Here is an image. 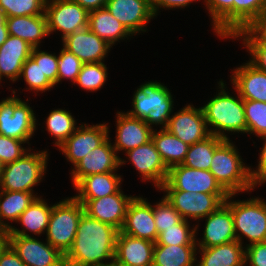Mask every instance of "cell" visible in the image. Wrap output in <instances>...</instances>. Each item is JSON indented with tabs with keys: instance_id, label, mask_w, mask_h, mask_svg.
Masks as SVG:
<instances>
[{
	"instance_id": "obj_49",
	"label": "cell",
	"mask_w": 266,
	"mask_h": 266,
	"mask_svg": "<svg viewBox=\"0 0 266 266\" xmlns=\"http://www.w3.org/2000/svg\"><path fill=\"white\" fill-rule=\"evenodd\" d=\"M260 139L264 140V145L259 154V164L256 170L250 167V177L254 187L266 183V136Z\"/></svg>"
},
{
	"instance_id": "obj_41",
	"label": "cell",
	"mask_w": 266,
	"mask_h": 266,
	"mask_svg": "<svg viewBox=\"0 0 266 266\" xmlns=\"http://www.w3.org/2000/svg\"><path fill=\"white\" fill-rule=\"evenodd\" d=\"M28 85V89L37 92H45L51 90L54 85L49 81V79L42 72L40 65L30 56L22 66L20 78Z\"/></svg>"
},
{
	"instance_id": "obj_57",
	"label": "cell",
	"mask_w": 266,
	"mask_h": 266,
	"mask_svg": "<svg viewBox=\"0 0 266 266\" xmlns=\"http://www.w3.org/2000/svg\"><path fill=\"white\" fill-rule=\"evenodd\" d=\"M4 163L0 160V179H1V176H2V171L4 169Z\"/></svg>"
},
{
	"instance_id": "obj_38",
	"label": "cell",
	"mask_w": 266,
	"mask_h": 266,
	"mask_svg": "<svg viewBox=\"0 0 266 266\" xmlns=\"http://www.w3.org/2000/svg\"><path fill=\"white\" fill-rule=\"evenodd\" d=\"M187 220L182 219L174 227L164 228V230L158 234V238L155 245H196L195 239L197 237V229L199 224L191 225Z\"/></svg>"
},
{
	"instance_id": "obj_30",
	"label": "cell",
	"mask_w": 266,
	"mask_h": 266,
	"mask_svg": "<svg viewBox=\"0 0 266 266\" xmlns=\"http://www.w3.org/2000/svg\"><path fill=\"white\" fill-rule=\"evenodd\" d=\"M88 28L113 46L117 41L133 36L108 9L101 8L89 12Z\"/></svg>"
},
{
	"instance_id": "obj_16",
	"label": "cell",
	"mask_w": 266,
	"mask_h": 266,
	"mask_svg": "<svg viewBox=\"0 0 266 266\" xmlns=\"http://www.w3.org/2000/svg\"><path fill=\"white\" fill-rule=\"evenodd\" d=\"M106 8L132 35L146 32L147 23L155 17L151 0H107Z\"/></svg>"
},
{
	"instance_id": "obj_17",
	"label": "cell",
	"mask_w": 266,
	"mask_h": 266,
	"mask_svg": "<svg viewBox=\"0 0 266 266\" xmlns=\"http://www.w3.org/2000/svg\"><path fill=\"white\" fill-rule=\"evenodd\" d=\"M135 196L125 195L122 190L98 199H91L84 205V211L90 217L109 224L121 231L129 203Z\"/></svg>"
},
{
	"instance_id": "obj_20",
	"label": "cell",
	"mask_w": 266,
	"mask_h": 266,
	"mask_svg": "<svg viewBox=\"0 0 266 266\" xmlns=\"http://www.w3.org/2000/svg\"><path fill=\"white\" fill-rule=\"evenodd\" d=\"M63 47L77 56L83 63L104 62L112 48L88 27L67 35L62 39Z\"/></svg>"
},
{
	"instance_id": "obj_21",
	"label": "cell",
	"mask_w": 266,
	"mask_h": 266,
	"mask_svg": "<svg viewBox=\"0 0 266 266\" xmlns=\"http://www.w3.org/2000/svg\"><path fill=\"white\" fill-rule=\"evenodd\" d=\"M203 238L195 239L198 248H208L236 240L231 209L224 203L205 217Z\"/></svg>"
},
{
	"instance_id": "obj_47",
	"label": "cell",
	"mask_w": 266,
	"mask_h": 266,
	"mask_svg": "<svg viewBox=\"0 0 266 266\" xmlns=\"http://www.w3.org/2000/svg\"><path fill=\"white\" fill-rule=\"evenodd\" d=\"M25 143L29 142L0 135V160L8 164L21 158L30 150L22 147Z\"/></svg>"
},
{
	"instance_id": "obj_53",
	"label": "cell",
	"mask_w": 266,
	"mask_h": 266,
	"mask_svg": "<svg viewBox=\"0 0 266 266\" xmlns=\"http://www.w3.org/2000/svg\"><path fill=\"white\" fill-rule=\"evenodd\" d=\"M72 1L80 4L88 12L105 8L107 3V0H72Z\"/></svg>"
},
{
	"instance_id": "obj_7",
	"label": "cell",
	"mask_w": 266,
	"mask_h": 266,
	"mask_svg": "<svg viewBox=\"0 0 266 266\" xmlns=\"http://www.w3.org/2000/svg\"><path fill=\"white\" fill-rule=\"evenodd\" d=\"M84 206L73 196L52 205L46 240L65 255L75 239Z\"/></svg>"
},
{
	"instance_id": "obj_10",
	"label": "cell",
	"mask_w": 266,
	"mask_h": 266,
	"mask_svg": "<svg viewBox=\"0 0 266 266\" xmlns=\"http://www.w3.org/2000/svg\"><path fill=\"white\" fill-rule=\"evenodd\" d=\"M158 190H179L190 193L228 194L209 170L178 164L168 170L165 183Z\"/></svg>"
},
{
	"instance_id": "obj_3",
	"label": "cell",
	"mask_w": 266,
	"mask_h": 266,
	"mask_svg": "<svg viewBox=\"0 0 266 266\" xmlns=\"http://www.w3.org/2000/svg\"><path fill=\"white\" fill-rule=\"evenodd\" d=\"M231 140H224L214 151L210 173L228 194L253 191L250 166H245Z\"/></svg>"
},
{
	"instance_id": "obj_28",
	"label": "cell",
	"mask_w": 266,
	"mask_h": 266,
	"mask_svg": "<svg viewBox=\"0 0 266 266\" xmlns=\"http://www.w3.org/2000/svg\"><path fill=\"white\" fill-rule=\"evenodd\" d=\"M51 212L52 205L48 206L45 199L41 196L37 197L17 220L23 226V229L19 230L11 226L9 235L31 236L26 231H30L35 236L46 233Z\"/></svg>"
},
{
	"instance_id": "obj_46",
	"label": "cell",
	"mask_w": 266,
	"mask_h": 266,
	"mask_svg": "<svg viewBox=\"0 0 266 266\" xmlns=\"http://www.w3.org/2000/svg\"><path fill=\"white\" fill-rule=\"evenodd\" d=\"M31 57L36 61L42 72L49 79V81L55 86L57 85L58 76V56L54 53H49L40 50V48H33Z\"/></svg>"
},
{
	"instance_id": "obj_13",
	"label": "cell",
	"mask_w": 266,
	"mask_h": 266,
	"mask_svg": "<svg viewBox=\"0 0 266 266\" xmlns=\"http://www.w3.org/2000/svg\"><path fill=\"white\" fill-rule=\"evenodd\" d=\"M33 236L9 235V244L26 266H65L64 255Z\"/></svg>"
},
{
	"instance_id": "obj_34",
	"label": "cell",
	"mask_w": 266,
	"mask_h": 266,
	"mask_svg": "<svg viewBox=\"0 0 266 266\" xmlns=\"http://www.w3.org/2000/svg\"><path fill=\"white\" fill-rule=\"evenodd\" d=\"M233 2L234 0H205L204 5L212 17L213 31L222 39L233 38Z\"/></svg>"
},
{
	"instance_id": "obj_40",
	"label": "cell",
	"mask_w": 266,
	"mask_h": 266,
	"mask_svg": "<svg viewBox=\"0 0 266 266\" xmlns=\"http://www.w3.org/2000/svg\"><path fill=\"white\" fill-rule=\"evenodd\" d=\"M247 134L266 136V102L244 100Z\"/></svg>"
},
{
	"instance_id": "obj_18",
	"label": "cell",
	"mask_w": 266,
	"mask_h": 266,
	"mask_svg": "<svg viewBox=\"0 0 266 266\" xmlns=\"http://www.w3.org/2000/svg\"><path fill=\"white\" fill-rule=\"evenodd\" d=\"M121 232L156 242L158 232L154 222L153 206L146 198L136 196L129 203Z\"/></svg>"
},
{
	"instance_id": "obj_56",
	"label": "cell",
	"mask_w": 266,
	"mask_h": 266,
	"mask_svg": "<svg viewBox=\"0 0 266 266\" xmlns=\"http://www.w3.org/2000/svg\"><path fill=\"white\" fill-rule=\"evenodd\" d=\"M6 22H7V15L2 9H0V25H7Z\"/></svg>"
},
{
	"instance_id": "obj_35",
	"label": "cell",
	"mask_w": 266,
	"mask_h": 266,
	"mask_svg": "<svg viewBox=\"0 0 266 266\" xmlns=\"http://www.w3.org/2000/svg\"><path fill=\"white\" fill-rule=\"evenodd\" d=\"M223 141L224 139L211 134L205 140L190 145L182 165L199 170H210L214 151Z\"/></svg>"
},
{
	"instance_id": "obj_43",
	"label": "cell",
	"mask_w": 266,
	"mask_h": 266,
	"mask_svg": "<svg viewBox=\"0 0 266 266\" xmlns=\"http://www.w3.org/2000/svg\"><path fill=\"white\" fill-rule=\"evenodd\" d=\"M158 203L153 205V215L154 222L158 234L161 233L164 228L174 227L175 224H178L183 218L179 212L167 201V199L162 197Z\"/></svg>"
},
{
	"instance_id": "obj_37",
	"label": "cell",
	"mask_w": 266,
	"mask_h": 266,
	"mask_svg": "<svg viewBox=\"0 0 266 266\" xmlns=\"http://www.w3.org/2000/svg\"><path fill=\"white\" fill-rule=\"evenodd\" d=\"M46 131L55 138V146L59 147L78 126L75 118L65 109H54L45 121Z\"/></svg>"
},
{
	"instance_id": "obj_22",
	"label": "cell",
	"mask_w": 266,
	"mask_h": 266,
	"mask_svg": "<svg viewBox=\"0 0 266 266\" xmlns=\"http://www.w3.org/2000/svg\"><path fill=\"white\" fill-rule=\"evenodd\" d=\"M116 139L113 145L117 153H125L138 146L151 141L153 127L144 120L134 118L124 112H117L116 115Z\"/></svg>"
},
{
	"instance_id": "obj_12",
	"label": "cell",
	"mask_w": 266,
	"mask_h": 266,
	"mask_svg": "<svg viewBox=\"0 0 266 266\" xmlns=\"http://www.w3.org/2000/svg\"><path fill=\"white\" fill-rule=\"evenodd\" d=\"M109 129L107 123L80 124L58 148L65 155L64 157L75 166L91 150L101 145L109 137Z\"/></svg>"
},
{
	"instance_id": "obj_8",
	"label": "cell",
	"mask_w": 266,
	"mask_h": 266,
	"mask_svg": "<svg viewBox=\"0 0 266 266\" xmlns=\"http://www.w3.org/2000/svg\"><path fill=\"white\" fill-rule=\"evenodd\" d=\"M13 95L0 101V135L28 142L37 125L34 111L24 100Z\"/></svg>"
},
{
	"instance_id": "obj_15",
	"label": "cell",
	"mask_w": 266,
	"mask_h": 266,
	"mask_svg": "<svg viewBox=\"0 0 266 266\" xmlns=\"http://www.w3.org/2000/svg\"><path fill=\"white\" fill-rule=\"evenodd\" d=\"M166 129L187 145L205 140L211 134L208 130L202 107L188 104L169 119Z\"/></svg>"
},
{
	"instance_id": "obj_11",
	"label": "cell",
	"mask_w": 266,
	"mask_h": 266,
	"mask_svg": "<svg viewBox=\"0 0 266 266\" xmlns=\"http://www.w3.org/2000/svg\"><path fill=\"white\" fill-rule=\"evenodd\" d=\"M166 192L167 201L179 212L184 220H201L216 211L227 200L229 194L190 193L179 190Z\"/></svg>"
},
{
	"instance_id": "obj_31",
	"label": "cell",
	"mask_w": 266,
	"mask_h": 266,
	"mask_svg": "<svg viewBox=\"0 0 266 266\" xmlns=\"http://www.w3.org/2000/svg\"><path fill=\"white\" fill-rule=\"evenodd\" d=\"M153 130L151 140L166 167L182 164L188 152L189 145L172 135L166 128Z\"/></svg>"
},
{
	"instance_id": "obj_45",
	"label": "cell",
	"mask_w": 266,
	"mask_h": 266,
	"mask_svg": "<svg viewBox=\"0 0 266 266\" xmlns=\"http://www.w3.org/2000/svg\"><path fill=\"white\" fill-rule=\"evenodd\" d=\"M82 65L83 62L77 56L63 47L58 55L57 84L66 78L75 85Z\"/></svg>"
},
{
	"instance_id": "obj_42",
	"label": "cell",
	"mask_w": 266,
	"mask_h": 266,
	"mask_svg": "<svg viewBox=\"0 0 266 266\" xmlns=\"http://www.w3.org/2000/svg\"><path fill=\"white\" fill-rule=\"evenodd\" d=\"M46 0H0L7 17L45 15Z\"/></svg>"
},
{
	"instance_id": "obj_29",
	"label": "cell",
	"mask_w": 266,
	"mask_h": 266,
	"mask_svg": "<svg viewBox=\"0 0 266 266\" xmlns=\"http://www.w3.org/2000/svg\"><path fill=\"white\" fill-rule=\"evenodd\" d=\"M201 255L196 266H244L245 247L237 240L212 246L208 248H198Z\"/></svg>"
},
{
	"instance_id": "obj_32",
	"label": "cell",
	"mask_w": 266,
	"mask_h": 266,
	"mask_svg": "<svg viewBox=\"0 0 266 266\" xmlns=\"http://www.w3.org/2000/svg\"><path fill=\"white\" fill-rule=\"evenodd\" d=\"M197 245H155L152 266H196Z\"/></svg>"
},
{
	"instance_id": "obj_1",
	"label": "cell",
	"mask_w": 266,
	"mask_h": 266,
	"mask_svg": "<svg viewBox=\"0 0 266 266\" xmlns=\"http://www.w3.org/2000/svg\"><path fill=\"white\" fill-rule=\"evenodd\" d=\"M118 232L84 212L73 244L64 255L65 266H105L113 262Z\"/></svg>"
},
{
	"instance_id": "obj_14",
	"label": "cell",
	"mask_w": 266,
	"mask_h": 266,
	"mask_svg": "<svg viewBox=\"0 0 266 266\" xmlns=\"http://www.w3.org/2000/svg\"><path fill=\"white\" fill-rule=\"evenodd\" d=\"M111 141L110 137H108L74 166L70 173L73 186L85 176L116 172L121 165L126 164L125 162L127 161L117 155Z\"/></svg>"
},
{
	"instance_id": "obj_52",
	"label": "cell",
	"mask_w": 266,
	"mask_h": 266,
	"mask_svg": "<svg viewBox=\"0 0 266 266\" xmlns=\"http://www.w3.org/2000/svg\"><path fill=\"white\" fill-rule=\"evenodd\" d=\"M0 266H26L9 244L0 255Z\"/></svg>"
},
{
	"instance_id": "obj_39",
	"label": "cell",
	"mask_w": 266,
	"mask_h": 266,
	"mask_svg": "<svg viewBox=\"0 0 266 266\" xmlns=\"http://www.w3.org/2000/svg\"><path fill=\"white\" fill-rule=\"evenodd\" d=\"M108 71L104 62L83 63L76 84L90 92L99 90L107 81Z\"/></svg>"
},
{
	"instance_id": "obj_24",
	"label": "cell",
	"mask_w": 266,
	"mask_h": 266,
	"mask_svg": "<svg viewBox=\"0 0 266 266\" xmlns=\"http://www.w3.org/2000/svg\"><path fill=\"white\" fill-rule=\"evenodd\" d=\"M33 47L23 39L9 35L0 46V80H20L22 66L31 56Z\"/></svg>"
},
{
	"instance_id": "obj_9",
	"label": "cell",
	"mask_w": 266,
	"mask_h": 266,
	"mask_svg": "<svg viewBox=\"0 0 266 266\" xmlns=\"http://www.w3.org/2000/svg\"><path fill=\"white\" fill-rule=\"evenodd\" d=\"M48 34L60 31L61 39L88 27L89 12L72 0H46Z\"/></svg>"
},
{
	"instance_id": "obj_5",
	"label": "cell",
	"mask_w": 266,
	"mask_h": 266,
	"mask_svg": "<svg viewBox=\"0 0 266 266\" xmlns=\"http://www.w3.org/2000/svg\"><path fill=\"white\" fill-rule=\"evenodd\" d=\"M30 150L18 160L5 164L0 179V191L35 193L34 186L43 180L46 173L48 151L30 153Z\"/></svg>"
},
{
	"instance_id": "obj_51",
	"label": "cell",
	"mask_w": 266,
	"mask_h": 266,
	"mask_svg": "<svg viewBox=\"0 0 266 266\" xmlns=\"http://www.w3.org/2000/svg\"><path fill=\"white\" fill-rule=\"evenodd\" d=\"M250 53V63L257 69L266 72V46H245Z\"/></svg>"
},
{
	"instance_id": "obj_27",
	"label": "cell",
	"mask_w": 266,
	"mask_h": 266,
	"mask_svg": "<svg viewBox=\"0 0 266 266\" xmlns=\"http://www.w3.org/2000/svg\"><path fill=\"white\" fill-rule=\"evenodd\" d=\"M6 24L9 35L23 39L33 48L40 47L41 40L49 35L45 15L7 17Z\"/></svg>"
},
{
	"instance_id": "obj_44",
	"label": "cell",
	"mask_w": 266,
	"mask_h": 266,
	"mask_svg": "<svg viewBox=\"0 0 266 266\" xmlns=\"http://www.w3.org/2000/svg\"><path fill=\"white\" fill-rule=\"evenodd\" d=\"M242 39L244 46H266V14L253 20L245 29L240 30L233 39Z\"/></svg>"
},
{
	"instance_id": "obj_33",
	"label": "cell",
	"mask_w": 266,
	"mask_h": 266,
	"mask_svg": "<svg viewBox=\"0 0 266 266\" xmlns=\"http://www.w3.org/2000/svg\"><path fill=\"white\" fill-rule=\"evenodd\" d=\"M38 193L0 191V224L9 230L11 225L7 221H15L29 207V205L40 196ZM4 197V198H3ZM2 219V220H1ZM4 220H7L4 222ZM7 222V223H6Z\"/></svg>"
},
{
	"instance_id": "obj_54",
	"label": "cell",
	"mask_w": 266,
	"mask_h": 266,
	"mask_svg": "<svg viewBox=\"0 0 266 266\" xmlns=\"http://www.w3.org/2000/svg\"><path fill=\"white\" fill-rule=\"evenodd\" d=\"M9 245V230H0V255Z\"/></svg>"
},
{
	"instance_id": "obj_25",
	"label": "cell",
	"mask_w": 266,
	"mask_h": 266,
	"mask_svg": "<svg viewBox=\"0 0 266 266\" xmlns=\"http://www.w3.org/2000/svg\"><path fill=\"white\" fill-rule=\"evenodd\" d=\"M232 71L230 81L243 100L266 102V72L249 61Z\"/></svg>"
},
{
	"instance_id": "obj_59",
	"label": "cell",
	"mask_w": 266,
	"mask_h": 266,
	"mask_svg": "<svg viewBox=\"0 0 266 266\" xmlns=\"http://www.w3.org/2000/svg\"><path fill=\"white\" fill-rule=\"evenodd\" d=\"M0 230H7V229L3 228L2 225L0 224Z\"/></svg>"
},
{
	"instance_id": "obj_58",
	"label": "cell",
	"mask_w": 266,
	"mask_h": 266,
	"mask_svg": "<svg viewBox=\"0 0 266 266\" xmlns=\"http://www.w3.org/2000/svg\"><path fill=\"white\" fill-rule=\"evenodd\" d=\"M105 266H122V265H119L118 263H116L115 261H113L111 263L106 264Z\"/></svg>"
},
{
	"instance_id": "obj_48",
	"label": "cell",
	"mask_w": 266,
	"mask_h": 266,
	"mask_svg": "<svg viewBox=\"0 0 266 266\" xmlns=\"http://www.w3.org/2000/svg\"><path fill=\"white\" fill-rule=\"evenodd\" d=\"M266 266V241L245 246V264Z\"/></svg>"
},
{
	"instance_id": "obj_26",
	"label": "cell",
	"mask_w": 266,
	"mask_h": 266,
	"mask_svg": "<svg viewBox=\"0 0 266 266\" xmlns=\"http://www.w3.org/2000/svg\"><path fill=\"white\" fill-rule=\"evenodd\" d=\"M121 182V175L115 172L85 176L74 186L78 192L74 197L84 206L91 199L118 193L121 190Z\"/></svg>"
},
{
	"instance_id": "obj_50",
	"label": "cell",
	"mask_w": 266,
	"mask_h": 266,
	"mask_svg": "<svg viewBox=\"0 0 266 266\" xmlns=\"http://www.w3.org/2000/svg\"><path fill=\"white\" fill-rule=\"evenodd\" d=\"M193 1L196 0H151V7L153 14L156 18L158 13L160 12L159 9H175V8H183L189 6ZM199 1V0H198ZM205 2V0H204Z\"/></svg>"
},
{
	"instance_id": "obj_4",
	"label": "cell",
	"mask_w": 266,
	"mask_h": 266,
	"mask_svg": "<svg viewBox=\"0 0 266 266\" xmlns=\"http://www.w3.org/2000/svg\"><path fill=\"white\" fill-rule=\"evenodd\" d=\"M173 95L161 82L148 81L137 88L132 98L133 109L126 113L144 120L149 126L166 128L173 113Z\"/></svg>"
},
{
	"instance_id": "obj_36",
	"label": "cell",
	"mask_w": 266,
	"mask_h": 266,
	"mask_svg": "<svg viewBox=\"0 0 266 266\" xmlns=\"http://www.w3.org/2000/svg\"><path fill=\"white\" fill-rule=\"evenodd\" d=\"M264 14H266V0H234L233 37Z\"/></svg>"
},
{
	"instance_id": "obj_55",
	"label": "cell",
	"mask_w": 266,
	"mask_h": 266,
	"mask_svg": "<svg viewBox=\"0 0 266 266\" xmlns=\"http://www.w3.org/2000/svg\"><path fill=\"white\" fill-rule=\"evenodd\" d=\"M9 36L7 25H0V46L7 40Z\"/></svg>"
},
{
	"instance_id": "obj_6",
	"label": "cell",
	"mask_w": 266,
	"mask_h": 266,
	"mask_svg": "<svg viewBox=\"0 0 266 266\" xmlns=\"http://www.w3.org/2000/svg\"><path fill=\"white\" fill-rule=\"evenodd\" d=\"M237 194H229L224 202L232 212L236 240L243 244L247 238L249 244L266 241V202L259 197L249 200H231Z\"/></svg>"
},
{
	"instance_id": "obj_2",
	"label": "cell",
	"mask_w": 266,
	"mask_h": 266,
	"mask_svg": "<svg viewBox=\"0 0 266 266\" xmlns=\"http://www.w3.org/2000/svg\"><path fill=\"white\" fill-rule=\"evenodd\" d=\"M219 89L207 104L202 106L205 121L210 134L218 136L224 140H230L226 133H247V123L244 112V100L238 91L236 97L225 90L224 81L218 82ZM220 91V92H219ZM229 93V94H228Z\"/></svg>"
},
{
	"instance_id": "obj_19",
	"label": "cell",
	"mask_w": 266,
	"mask_h": 266,
	"mask_svg": "<svg viewBox=\"0 0 266 266\" xmlns=\"http://www.w3.org/2000/svg\"><path fill=\"white\" fill-rule=\"evenodd\" d=\"M125 154L139 175L141 174L142 182L153 181L154 186L158 189L165 183L169 169L162 161L152 140L127 151Z\"/></svg>"
},
{
	"instance_id": "obj_23",
	"label": "cell",
	"mask_w": 266,
	"mask_h": 266,
	"mask_svg": "<svg viewBox=\"0 0 266 266\" xmlns=\"http://www.w3.org/2000/svg\"><path fill=\"white\" fill-rule=\"evenodd\" d=\"M155 243L126 235L121 231L116 237L114 261L122 266H152Z\"/></svg>"
}]
</instances>
